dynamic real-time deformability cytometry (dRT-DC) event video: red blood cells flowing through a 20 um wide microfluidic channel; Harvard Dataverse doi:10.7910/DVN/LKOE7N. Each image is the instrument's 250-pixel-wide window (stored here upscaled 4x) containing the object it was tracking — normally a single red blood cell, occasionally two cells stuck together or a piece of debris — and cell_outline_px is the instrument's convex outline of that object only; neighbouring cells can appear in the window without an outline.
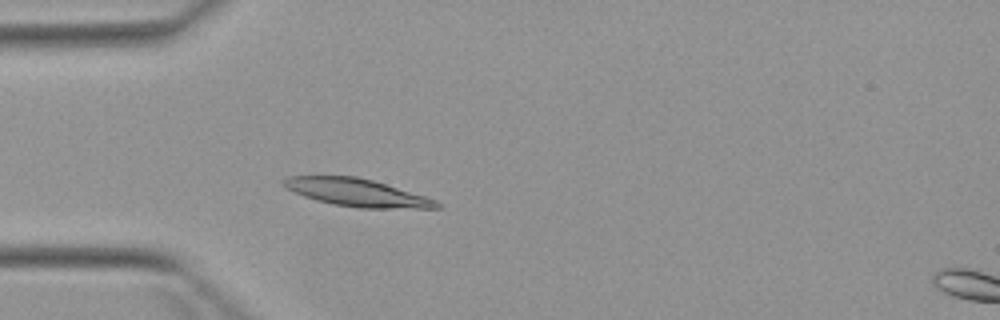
{"species": "Egyptian fruit bat (a non-hibernating species)", "species_latin": "Rousettus aegyptiacus", "temperature_condition": "warm", "stored_images_in_passage": 4, "camera_frame_rate_fps": 3000, "um_per_image_px": 0.085, "animal": {"sex": "female"}, "frame": {"image": 1, "passage_image": 3, "time_ms": 3.333, "image_size_px": [1000, 320], "cell_outline_px": [[440, 208], [360, 208], [332, 204], [316, 200], [304, 196], [284, 188], [280, 184], [280, 180], [288, 176], [356, 176], [372, 180], [424, 196], [436, 200], [440, 204]], "centroid_in_image_um": [30.25, 16.36], "position_along_channel_um": 54.8, "area_um2": 24.57}}